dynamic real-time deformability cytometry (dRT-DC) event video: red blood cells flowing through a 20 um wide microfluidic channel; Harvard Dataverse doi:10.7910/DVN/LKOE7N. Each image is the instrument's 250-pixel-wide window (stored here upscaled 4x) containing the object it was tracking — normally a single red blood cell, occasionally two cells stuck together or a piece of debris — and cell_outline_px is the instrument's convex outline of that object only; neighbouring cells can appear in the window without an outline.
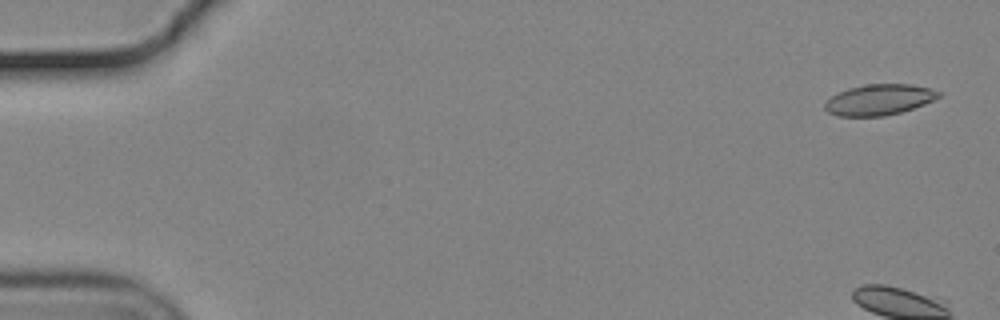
{"species": "common noctule bat (a hibernating species)", "species_latin": "Nyctalus noctula", "temperature_condition": "cold", "stored_images_in_passage": 6, "camera_frame_rate_fps": 3000, "um_per_image_px": 0.085, "animal": {"sex": "male", "body_mass_g": 19.2, "forearm_length_mm": 51.8}, "frame": {"image": 1, "passage_image": 2, "time_ms": 0.333, "image_size_px": [1000, 320], "cell_outline_px": [[940, 96], [924, 104], [900, 112], [884, 116], [836, 116], [828, 112], [824, 108], [824, 104], [832, 96], [848, 88], [868, 84], [912, 84], [932, 88], [940, 92]], "centroid_in_image_um": [74.72, 8.47], "position_along_channel_um": 10.3, "area_um2": 20.29}}